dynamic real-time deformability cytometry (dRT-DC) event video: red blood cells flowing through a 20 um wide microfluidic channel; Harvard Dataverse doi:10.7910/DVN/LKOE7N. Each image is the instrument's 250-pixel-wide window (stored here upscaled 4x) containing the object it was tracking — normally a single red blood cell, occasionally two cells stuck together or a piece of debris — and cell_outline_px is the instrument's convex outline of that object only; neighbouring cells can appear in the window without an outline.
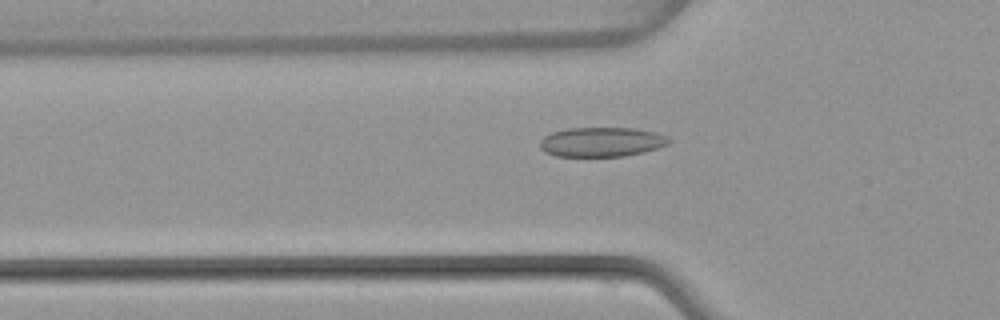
{"species": "common noctule bat (a hibernating species)", "species_latin": "Nyctalus noctula", "temperature_condition": "warm", "stored_images_in_passage": 50, "camera_frame_rate_fps": 3000, "um_per_image_px": 0.085, "animal": {"sex": "female", "body_mass_g": 22.7, "forearm_length_mm": 54.2}, "frame": {"image": 1, "passage_image": 17, "time_ms": 5.333, "image_size_px": [1000, 320], "cell_outline_px": [[672, 140], [668, 144], [644, 152], [624, 156], [556, 156], [544, 152], [540, 148], [540, 140], [544, 136], [552, 132], [568, 128], [632, 128], [656, 132], [668, 136]], "centroid_in_image_um": [51.13, 12.06], "position_along_channel_um": 74.7, "area_um2": 22.25}}
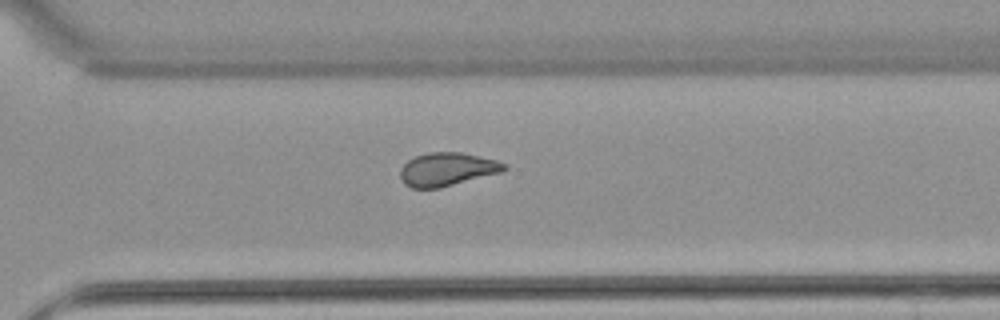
{"frame": {"image": 2, "passage_image": 36, "time_ms": 11.667, "image_size_px": [1000, 320], "cell_outline_px": [[508, 168], [500, 172], [440, 188], [412, 188], [404, 184], [400, 176], [400, 168], [408, 160], [416, 156], [428, 152], [460, 152], [496, 160], [508, 164]], "centroid_in_image_um": [37.99, 14.39], "position_along_channel_um": 332.6, "area_um2": 20.11}}
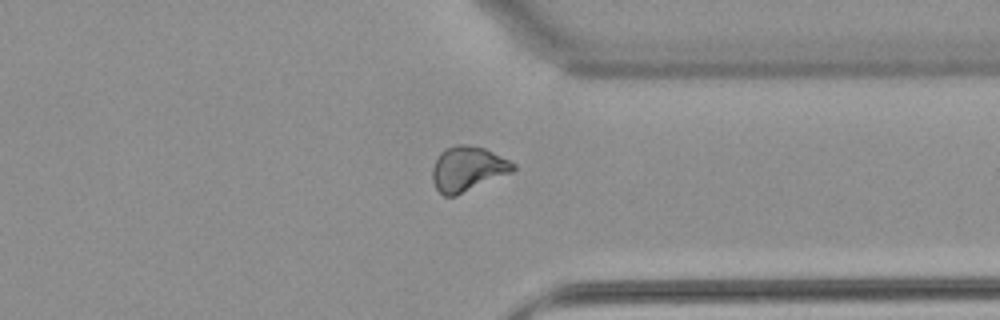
{"frame": {"image": 3, "passage_image": 39, "time_ms": 12.667, "image_size_px": [1000, 320], "cell_outline_px": [[516, 168], [512, 172], [456, 196], [444, 196], [436, 188], [432, 180], [432, 168], [440, 152], [444, 148], [456, 144], [464, 144], [484, 148], [516, 164]], "centroid_in_image_um": [39.73, 14.35], "position_along_channel_um": 371.7, "area_um2": 21.04}, "authors_computed_cell_mechanics": {"area_um2": 21.0103, "velocity_mm_per_s": 4.0735, "shape_relaxation_time_tau1_ms": null, "shape_relaxation_time_tau2_ms": 2.0467, "deformation_change_tau1": null, "deformation_change_tau2": 0.0849}}